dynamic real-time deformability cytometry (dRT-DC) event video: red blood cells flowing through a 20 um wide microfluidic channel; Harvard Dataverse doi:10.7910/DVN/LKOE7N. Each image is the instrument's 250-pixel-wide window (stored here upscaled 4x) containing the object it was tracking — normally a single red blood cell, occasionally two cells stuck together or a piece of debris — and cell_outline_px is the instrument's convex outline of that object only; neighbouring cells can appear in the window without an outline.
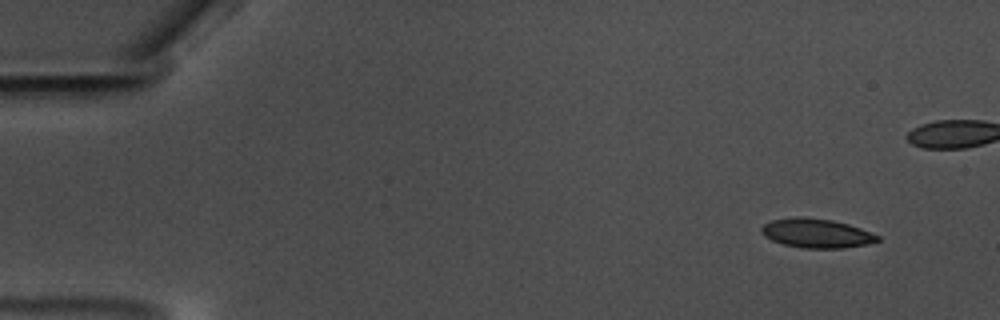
{"species": "common noctule bat (a hibernating species)", "species_latin": "Nyctalus noctula", "temperature_condition": "warm", "stored_images_in_passage": 47, "camera_frame_rate_fps": 3000, "um_per_image_px": 0.085, "animal": {"sex": "male", "body_mass_g": 17.5, "forearm_length_mm": 52.3}, "frame": {"image": 1, "passage_image": 1, "time_ms": 0.0, "image_size_px": [1000, 320], "cell_outline_px": [[880, 240], [868, 244], [844, 248], [804, 248], [784, 244], [772, 240], [764, 236], [760, 232], [760, 228], [764, 224], [772, 220], [792, 216], [796, 216], [832, 220], [848, 224], [860, 228], [880, 236]], "centroid_in_image_um": [69.39, 19.82], "position_along_channel_um": 15.6, "area_um2": 19.77}}
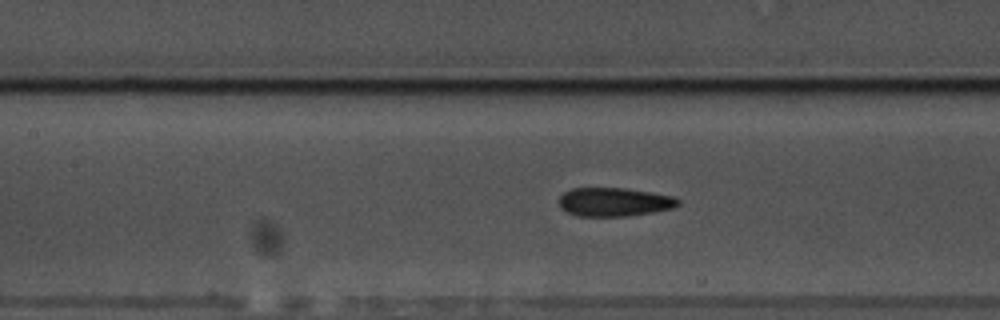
{"frame": {"image": 2, "passage_image": 23, "time_ms": 7.333, "image_size_px": [1000, 320], "cell_outline_px": [[680, 204], [672, 208], [652, 212], [628, 216], [576, 216], [560, 208], [560, 196], [564, 192], [572, 188], [624, 188], [672, 196], [680, 200]], "centroid_in_image_um": [52.19, 17.17], "position_along_channel_um": 155.2, "area_um2": 19.77}}
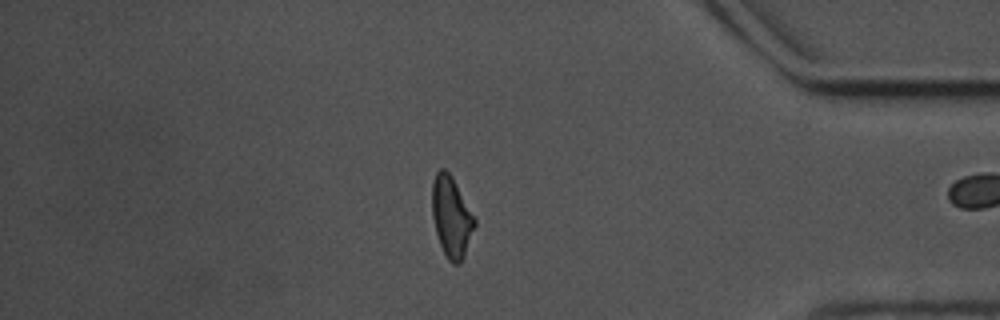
{"frame": {"image": 3, "passage_image": 46, "time_ms": 15.0, "image_size_px": [1000, 320], "cell_outline_px": [[476, 224], [464, 256], [460, 264], [452, 264], [448, 260], [440, 244], [436, 232], [432, 216], [432, 180], [436, 172], [440, 168], [444, 168], [452, 176], [476, 220]], "centroid_in_image_um": [38.36, 18.42], "position_along_channel_um": 396.8, "area_um2": 19.94}}